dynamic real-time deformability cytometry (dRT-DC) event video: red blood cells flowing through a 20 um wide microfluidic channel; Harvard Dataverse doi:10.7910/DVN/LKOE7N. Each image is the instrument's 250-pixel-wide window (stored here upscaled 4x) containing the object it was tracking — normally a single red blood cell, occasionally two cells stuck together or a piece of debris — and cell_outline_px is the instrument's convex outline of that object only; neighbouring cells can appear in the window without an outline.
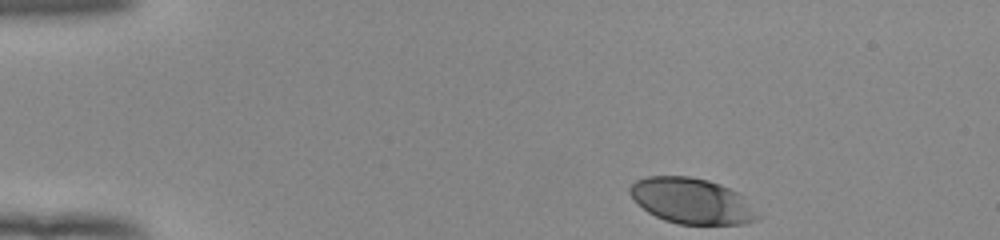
{"species": "human", "species_latin": "Homo sapiens", "temperature_condition": "room temperature", "stored_images_in_passage": 46, "camera_frame_rate_fps": 3000, "um_per_image_px": 0.085, "donor": {"sex": "female"}, "frame": {"image": 1, "passage_image": 1, "time_ms": 0.0, "image_size_px": [1000, 240], "cell_outline_px": [[760, 216], [756, 220], [744, 224], [680, 224], [664, 220], [648, 212], [628, 192], [628, 188], [636, 180], [648, 176], [688, 176], [708, 180], [720, 184], [740, 192]], "centroid_in_image_um": [58.82, 17.07], "position_along_channel_um": 26.2, "area_um2": 33.87}}
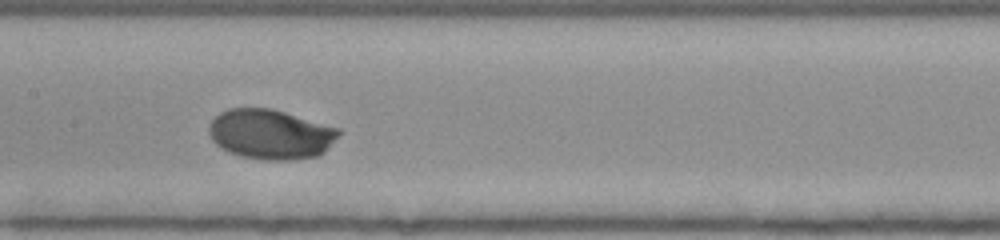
{"frame": {"image": 2, "passage_image": 20, "time_ms": 6.333, "image_size_px": [1000, 240], "cell_outline_px": [[340, 136], [320, 156], [292, 160], [264, 160], [240, 156], [228, 152], [220, 148], [212, 140], [208, 132], [208, 124], [220, 112], [228, 108], [272, 108], [340, 128]], "centroid_in_image_um": [23.0, 11.41], "position_along_channel_um": 184.4, "area_um2": 38.21}}
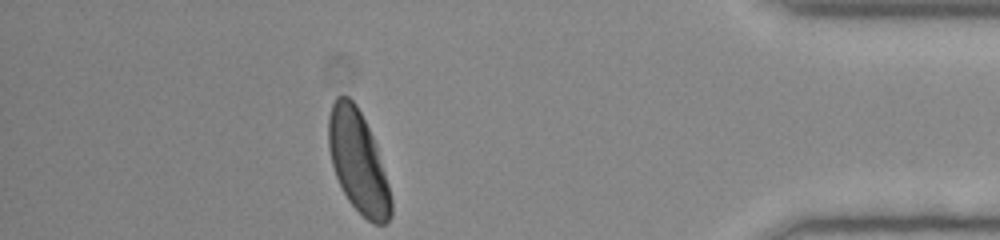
{"frame": {"image": 3, "passage_image": 40, "time_ms": 13.0, "image_size_px": [1000, 240], "cell_outline_px": [[392, 216], [384, 224], [372, 224], [348, 200], [336, 176], [332, 164], [328, 148], [328, 116], [332, 104], [336, 96], [348, 96], [356, 104], [376, 144], [388, 184], [392, 200]], "centroid_in_image_um": [30.43, 13.75], "position_along_channel_um": 404.8, "area_um2": 36.76}, "authors_computed_cell_mechanics": {"area_um2": 36.5585, "velocity_mm_per_s": 3.8925, "shape_relaxation_time_tau1_ms": 2.8369, "shape_relaxation_time_tau2_ms": null, "deformation_change_tau1": 0.1559, "deformation_change_tau2": null}}